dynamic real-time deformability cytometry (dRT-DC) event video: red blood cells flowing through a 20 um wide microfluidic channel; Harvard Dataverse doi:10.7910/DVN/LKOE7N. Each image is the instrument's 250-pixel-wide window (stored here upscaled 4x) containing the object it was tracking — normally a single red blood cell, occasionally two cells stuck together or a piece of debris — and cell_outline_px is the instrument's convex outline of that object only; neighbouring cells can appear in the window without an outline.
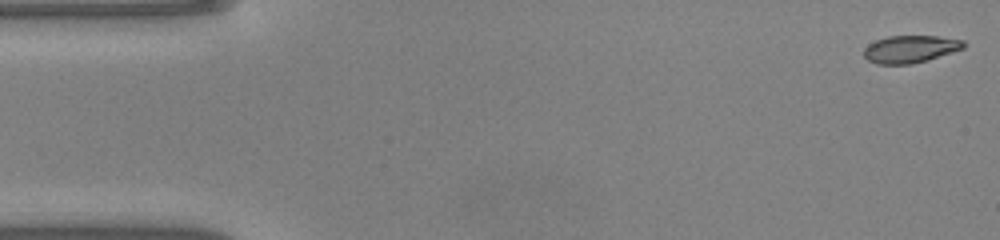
{"species": "common noctule bat (a hibernating species)", "species_latin": "Nyctalus noctula", "temperature_condition": "warm", "stored_images_in_passage": 48, "camera_frame_rate_fps": 3000, "um_per_image_px": 0.085, "animal": {"sex": "male", "body_mass_g": 20.0, "forearm_length_mm": 53.3}, "frame": {"image": 1, "passage_image": 1, "time_ms": 0.0, "image_size_px": [1000, 240], "cell_outline_px": [[968, 44], [964, 48], [928, 60], [908, 64], [876, 64], [868, 60], [864, 56], [864, 48], [868, 44], [876, 40], [888, 36], [936, 36], [964, 40]], "centroid_in_image_um": [77.38, 4.17], "position_along_channel_um": 7.6, "area_um2": 15.95}}
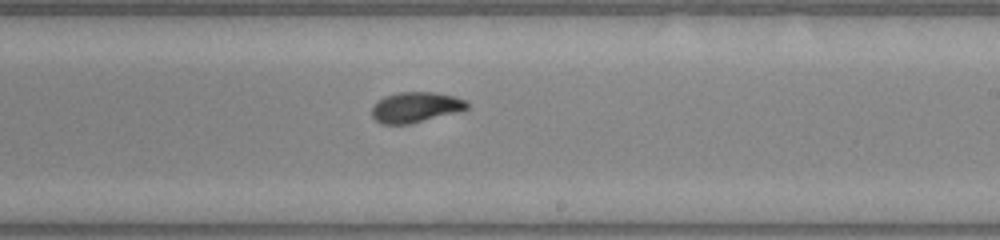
{"frame": {"image": 2, "passage_image": 28, "time_ms": 9.0, "image_size_px": [1000, 240], "cell_outline_px": [[468, 108], [456, 112], [408, 124], [380, 124], [372, 116], [372, 108], [376, 100], [384, 96], [400, 92], [436, 92], [452, 96], [464, 100], [468, 104]], "centroid_in_image_um": [35.27, 9.11], "position_along_channel_um": 253.7, "area_um2": 16.7}}
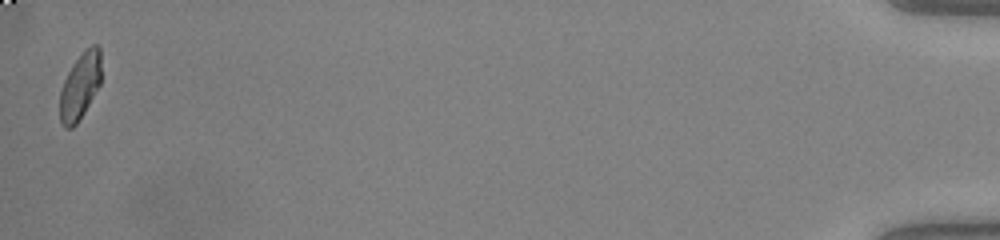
{"frame": {"image": 3, "passage_image": 48, "time_ms": 15.667, "image_size_px": [1000, 240], "cell_outline_px": [[100, 84], [84, 112], [76, 124], [72, 128], [64, 128], [60, 120], [60, 92], [64, 80], [72, 64], [84, 48], [92, 44], [96, 44], [100, 48]], "centroid_in_image_um": [6.8, 7.29], "position_along_channel_um": 428.4, "area_um2": 16.01}, "authors_computed_cell_mechanics": {"area_um2": 16.762, "velocity_mm_per_s": 4.1382, "shape_relaxation_time_tau1_ms": 3.2073, "shape_relaxation_time_tau2_ms": 1.1267, "deformation_change_tau1": 0.1596, "deformation_change_tau2": 0.0309}}